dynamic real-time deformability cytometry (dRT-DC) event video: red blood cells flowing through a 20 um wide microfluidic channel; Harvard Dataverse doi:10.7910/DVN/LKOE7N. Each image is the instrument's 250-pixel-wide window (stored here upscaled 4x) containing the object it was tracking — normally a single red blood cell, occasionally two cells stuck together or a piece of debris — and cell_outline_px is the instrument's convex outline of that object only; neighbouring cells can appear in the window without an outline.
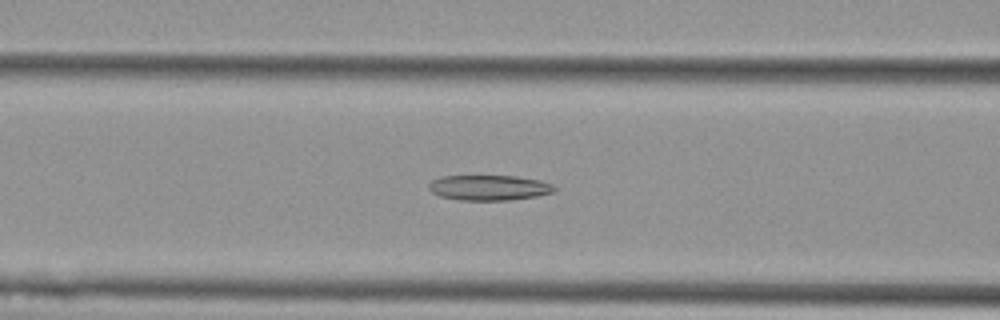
{"species": "Egyptian fruit bat (a non-hibernating species)", "species_latin": "Rousettus aegyptiacus", "temperature_condition": "cold", "stored_images_in_passage": 42, "camera_frame_rate_fps": 3000, "um_per_image_px": 0.085, "animal": {"sex": "female"}, "frame": {"image": 1, "passage_image": 14, "time_ms": 4.333, "image_size_px": [1000, 320], "cell_outline_px": [[556, 188], [552, 192], [536, 196], [508, 200], [460, 200], [440, 196], [432, 192], [428, 188], [428, 184], [432, 180], [440, 176], [516, 176], [540, 180], [552, 184]], "centroid_in_image_um": [41.54, 15.95], "position_along_channel_um": 125.1, "area_um2": 18.44}}
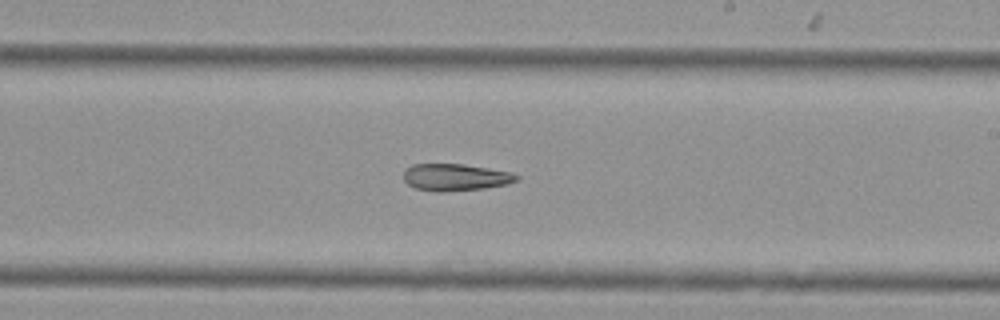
{"frame": {"image": 2, "passage_image": 24, "time_ms": 7.667, "image_size_px": [1000, 320], "cell_outline_px": [[520, 180], [508, 184], [484, 188], [444, 192], [436, 192], [416, 188], [408, 184], [404, 180], [404, 168], [412, 164], [464, 164], [512, 172], [520, 176]], "centroid_in_image_um": [38.73, 15.06], "position_along_channel_um": 250.3, "area_um2": 17.98}}
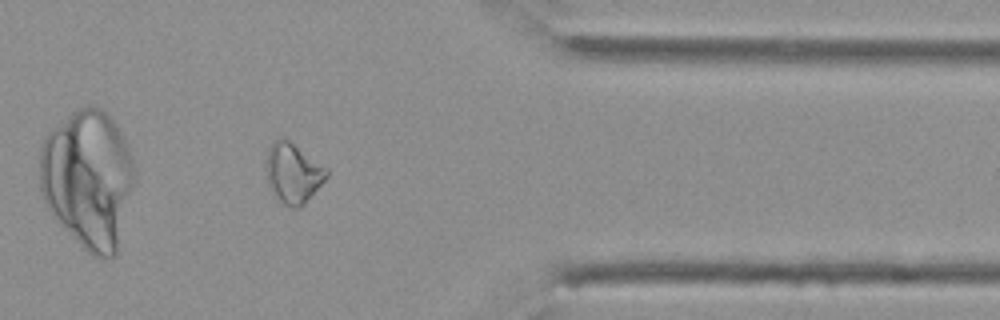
{"frame": {"image": 3, "passage_image": 36, "time_ms": 11.667, "image_size_px": [1000, 320], "cell_outline_px": [[328, 176], [304, 204], [300, 208], [292, 208], [276, 200], [272, 196], [268, 184], [264, 164], [268, 148], [272, 140], [288, 140], [328, 168]], "centroid_in_image_um": [24.86, 14.75], "position_along_channel_um": 386.5, "area_um2": 21.39}}